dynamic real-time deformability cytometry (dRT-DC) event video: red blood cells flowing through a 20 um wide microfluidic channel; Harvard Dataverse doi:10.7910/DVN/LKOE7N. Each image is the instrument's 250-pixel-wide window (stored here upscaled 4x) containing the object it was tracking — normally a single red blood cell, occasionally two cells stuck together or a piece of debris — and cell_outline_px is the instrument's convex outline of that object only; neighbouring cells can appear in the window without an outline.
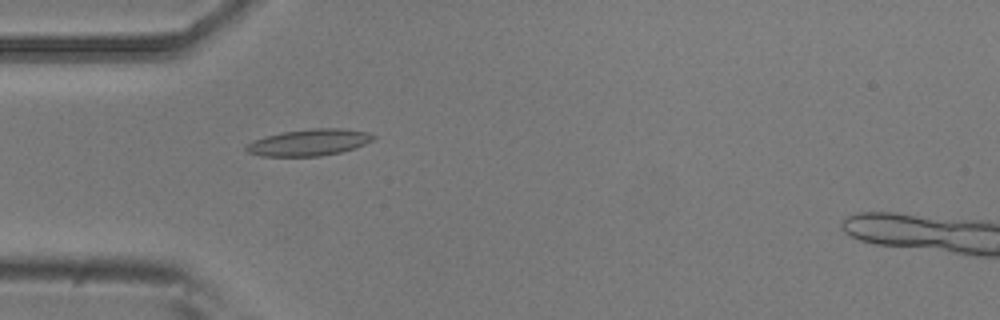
{"species": "common noctule bat (a hibernating species)", "species_latin": "Nyctalus noctula", "temperature_condition": "room temperature", "stored_images_in_passage": 6, "camera_frame_rate_fps": 3000, "um_per_image_px": 0.085, "animal": {"sex": "male", "body_mass_g": 20.5, "forearm_length_mm": 52.5}, "frame": {"image": 1, "passage_image": 6, "time_ms": 1.667, "image_size_px": [1000, 320], "cell_outline_px": [[376, 136], [372, 140], [356, 148], [340, 152], [320, 156], [260, 156], [248, 152], [244, 148], [252, 140], [264, 136], [280, 132], [312, 128], [340, 128], [368, 132]], "centroid_in_image_um": [26.25, 12.1], "position_along_channel_um": 58.8, "area_um2": 19.77}}